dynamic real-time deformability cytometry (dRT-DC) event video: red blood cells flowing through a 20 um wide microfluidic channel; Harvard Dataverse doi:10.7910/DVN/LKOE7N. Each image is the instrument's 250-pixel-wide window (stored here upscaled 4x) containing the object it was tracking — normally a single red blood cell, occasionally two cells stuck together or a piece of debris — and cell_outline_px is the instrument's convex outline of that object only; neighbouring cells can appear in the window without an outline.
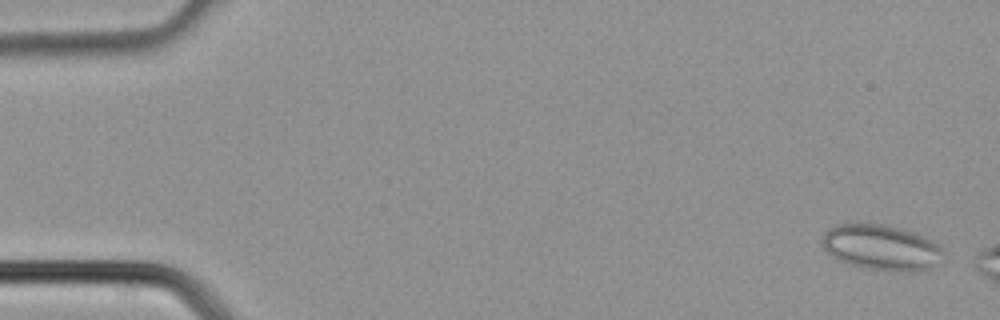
{"species": "common noctule bat (a hibernating species)", "species_latin": "Nyctalus noctula", "temperature_condition": "cold", "stored_images_in_passage": 3, "camera_frame_rate_fps": 3000, "um_per_image_px": 0.085, "animal": {"sex": "male", "body_mass_g": 21.5, "forearm_length_mm": 52.0}, "frame": {"image": 1, "passage_image": 1, "time_ms": 0.0, "image_size_px": [1000, 320], "cell_outline_px": [[944, 252], [932, 268], [868, 268], [852, 264], [840, 260], [832, 256], [824, 248], [824, 232], [836, 224], [880, 224], [900, 228], [924, 236], [940, 244]], "centroid_in_image_um": [74.9, 20.97], "position_along_channel_um": 10.1, "area_um2": 30.63}}